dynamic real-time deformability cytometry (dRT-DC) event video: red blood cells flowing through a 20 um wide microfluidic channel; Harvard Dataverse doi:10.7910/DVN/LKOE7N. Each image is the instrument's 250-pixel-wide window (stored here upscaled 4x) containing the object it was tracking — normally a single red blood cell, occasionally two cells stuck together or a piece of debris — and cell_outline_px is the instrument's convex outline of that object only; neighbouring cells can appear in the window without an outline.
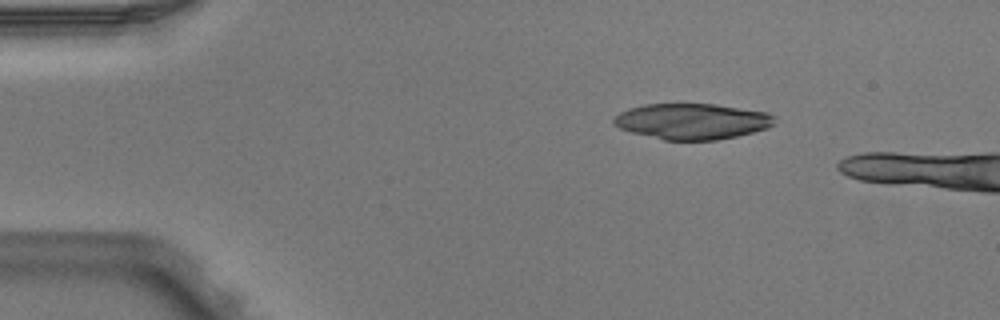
{"species": "Egyptian fruit bat (a non-hibernating species)", "species_latin": "Rousettus aegyptiacus", "temperature_condition": "warm", "stored_images_in_passage": 3, "camera_frame_rate_fps": 3000, "um_per_image_px": 0.085, "animal": {"sex": "male"}, "frame": {"image": 1, "passage_image": 1, "time_ms": 0.0, "image_size_px": [1000, 320], "cell_outline_px": [[776, 124], [768, 128], [736, 136], [716, 140], [664, 140], [632, 132], [620, 128], [612, 124], [612, 120], [620, 112], [628, 108], [644, 104], [716, 104], [768, 112], [776, 116]], "centroid_in_image_um": [58.86, 10.31], "position_along_channel_um": 26.1, "area_um2": 33.76}}